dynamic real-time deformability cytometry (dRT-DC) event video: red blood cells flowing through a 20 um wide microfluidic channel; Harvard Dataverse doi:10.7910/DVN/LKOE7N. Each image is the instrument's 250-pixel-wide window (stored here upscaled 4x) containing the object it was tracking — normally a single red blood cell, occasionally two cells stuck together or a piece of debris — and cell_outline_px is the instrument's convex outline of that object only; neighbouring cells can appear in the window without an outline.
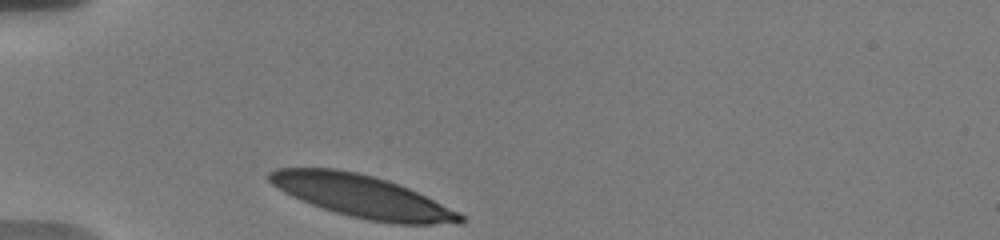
{"species": "human", "species_latin": "Homo sapiens", "temperature_condition": "warm", "stored_images_in_passage": 32, "camera_frame_rate_fps": 3000, "um_per_image_px": 0.085, "donor": {"sex": "male"}, "frame": {"image": 1, "passage_image": 1, "time_ms": 0.0, "image_size_px": [1000, 240], "cell_outline_px": [[468, 220], [460, 224], [392, 224], [368, 220], [336, 212], [312, 204], [292, 196], [276, 188], [268, 180], [268, 172], [276, 168], [336, 168], [356, 172], [388, 180], [400, 184], [460, 212]], "centroid_in_image_um": [30.83, 16.69], "position_along_channel_um": 54.2, "area_um2": 47.11}}
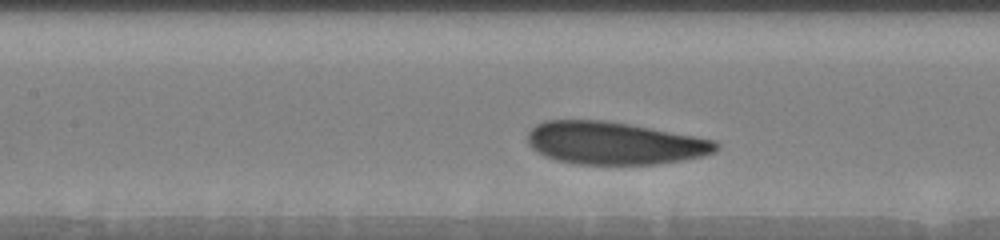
{"frame": {"image": 2, "passage_image": 11, "time_ms": 3.333, "image_size_px": [1000, 240], "cell_outline_px": [[720, 148], [716, 152], [700, 156], [680, 160], [656, 164], [576, 164], [556, 160], [544, 156], [532, 148], [528, 144], [528, 132], [536, 124], [544, 120], [604, 120], [628, 124], [696, 136], [716, 140], [720, 144]], "centroid_in_image_um": [52.21, 12.16], "position_along_channel_um": 155.2, "area_um2": 46.82}}
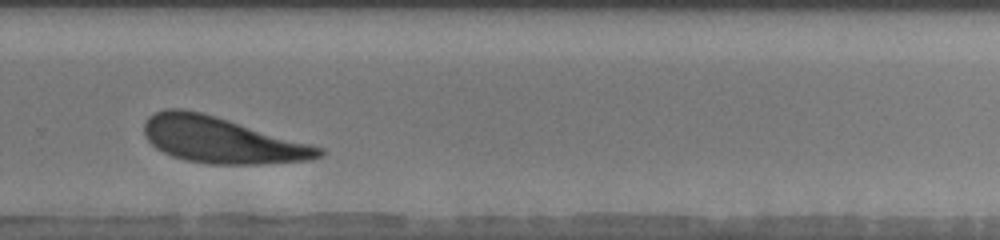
{"frame": {"image": 3, "passage_image": 24, "time_ms": 7.667, "image_size_px": [1000, 240], "cell_outline_px": [[324, 156], [312, 160], [260, 164], [208, 164], [184, 160], [172, 156], [156, 148], [144, 136], [144, 120], [148, 116], [164, 108], [184, 108], [200, 112], [228, 120], [324, 148]], "centroid_in_image_um": [18.8, 11.91], "position_along_channel_um": 311.0, "area_um2": 46.76}, "authors_computed_cell_mechanics": {"area_um2": 47.5405, "velocity_mm_per_s": 3.6037, "shape_relaxation_time_tau1_ms": 2.1856, "shape_relaxation_time_tau2_ms": 4.4267, "deformation_change_tau1": 0.1349, "deformation_change_tau2": 0.1342}}